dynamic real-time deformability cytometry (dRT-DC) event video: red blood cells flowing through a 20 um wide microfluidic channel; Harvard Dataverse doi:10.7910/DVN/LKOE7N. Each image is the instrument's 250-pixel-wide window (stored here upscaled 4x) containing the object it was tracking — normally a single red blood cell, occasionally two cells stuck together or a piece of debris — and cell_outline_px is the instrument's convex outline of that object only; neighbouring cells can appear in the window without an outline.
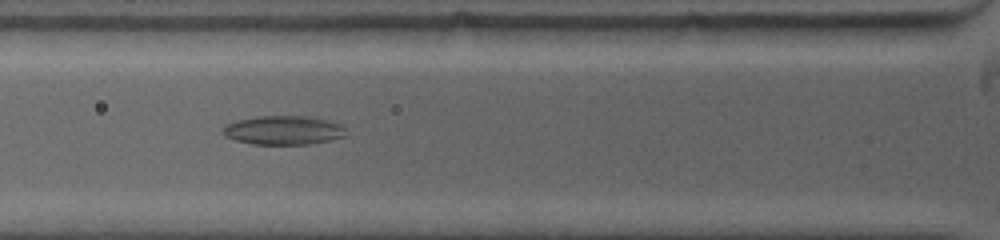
{"species": "common noctule bat (a hibernating species)", "species_latin": "Nyctalus noctula", "temperature_condition": "warm", "stored_images_in_passage": 85, "camera_frame_rate_fps": 5000, "um_per_image_px": 0.085, "animal": {"sex": "female", "body_mass_g": 19.0, "forearm_length_mm": 53.3}, "frame": {"image": 1, "passage_image": 19, "time_ms": 4.0, "image_size_px": [1000, 240], "cell_outline_px": [[344, 136], [312, 144], [252, 144], [236, 140], [224, 136], [220, 132], [228, 124], [240, 120], [256, 116], [304, 116], [344, 124]], "centroid_in_image_um": [24.07, 11.07], "position_along_channel_um": 101.7, "area_um2": 20.52}}
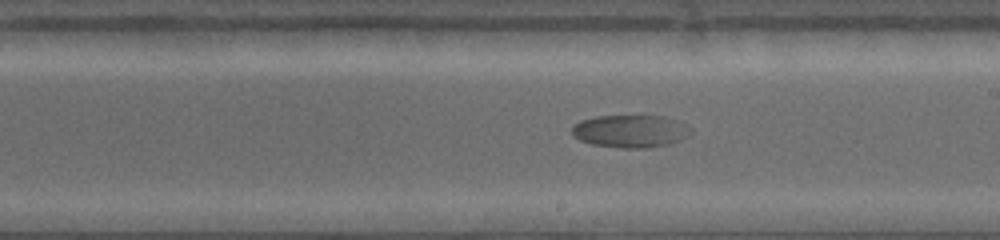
{"frame": {"image": 2, "passage_image": 37, "time_ms": 7.8, "image_size_px": [1000, 240], "cell_outline_px": [[692, 132], [688, 136], [680, 140], [668, 144], [648, 148], [620, 148], [592, 144], [580, 140], [572, 136], [572, 128], [580, 120], [596, 116], [664, 116], [676, 120], [692, 128]], "centroid_in_image_um": [53.59, 11.15], "position_along_channel_um": 235.4, "area_um2": 22.66}}
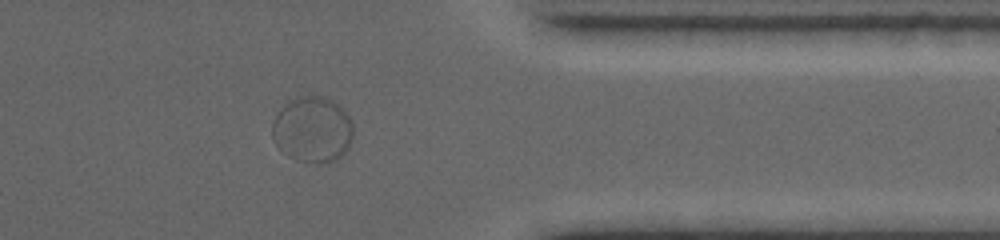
{"frame": {"image": 3, "passage_image": 58, "time_ms": 12.4, "image_size_px": [1000, 240], "cell_outline_px": [[352, 140], [348, 148], [336, 160], [320, 164], [316, 164], [296, 160], [288, 156], [276, 144], [272, 136], [272, 120], [284, 104], [288, 100], [300, 96], [320, 96], [332, 100], [352, 120]], "centroid_in_image_um": [26.54, 11.02], "position_along_channel_um": 384.9, "area_um2": 31.15}}